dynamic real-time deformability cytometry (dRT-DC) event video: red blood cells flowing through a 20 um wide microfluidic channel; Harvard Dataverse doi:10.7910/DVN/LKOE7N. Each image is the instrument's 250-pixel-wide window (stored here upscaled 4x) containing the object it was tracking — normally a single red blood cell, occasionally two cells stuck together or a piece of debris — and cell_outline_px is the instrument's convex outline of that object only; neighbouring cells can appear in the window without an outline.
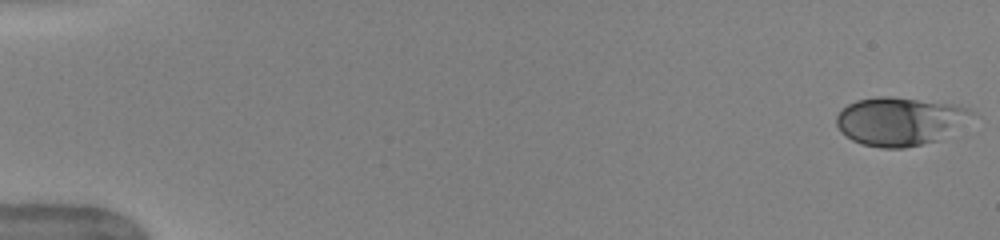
{"species": "human", "species_latin": "Homo sapiens", "temperature_condition": "warm", "stored_images_in_passage": 51, "camera_frame_rate_fps": 3000, "um_per_image_px": 0.085, "donor": {"sex": "female"}, "frame": {"image": 1, "passage_image": 1, "time_ms": 0.0, "image_size_px": [1000, 240], "cell_outline_px": [[972, 112], [936, 140], [904, 148], [880, 148], [860, 144], [852, 140], [840, 132], [836, 124], [836, 116], [848, 104], [856, 100], [876, 96], [892, 96], [960, 104], [968, 108]], "centroid_in_image_um": [76.34, 10.28], "position_along_channel_um": 8.7, "area_um2": 37.4}}
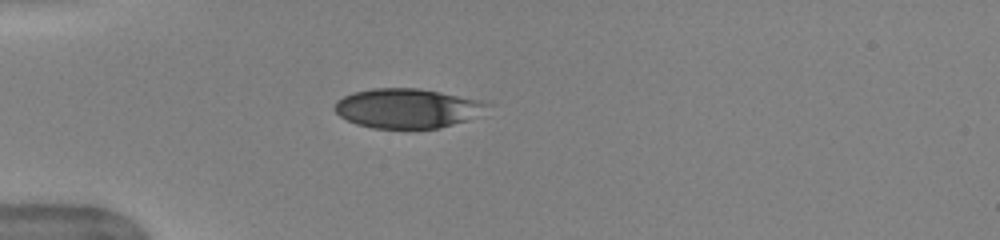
{"frame": {"image": 2, "passage_image": 15, "time_ms": 4.667, "image_size_px": [1000, 240], "cell_outline_px": [[492, 104], [468, 120], [440, 128], [372, 128], [356, 124], [340, 116], [332, 108], [336, 100], [352, 92], [372, 88], [420, 88], [480, 100]], "centroid_in_image_um": [34.56, 9.2], "position_along_channel_um": 50.4, "area_um2": 35.08}}
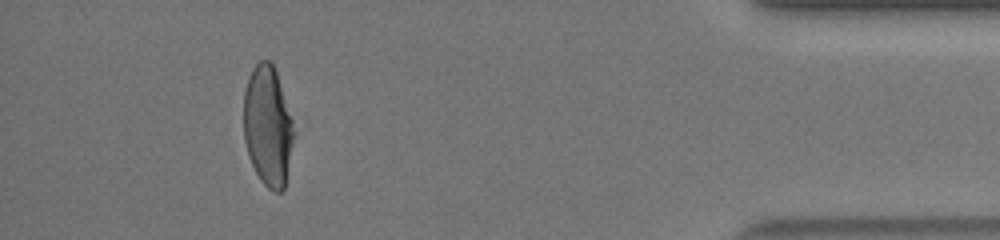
{"frame": {"image": 3, "passage_image": 47, "time_ms": 15.333, "image_size_px": [1000, 240], "cell_outline_px": [[296, 132], [284, 188], [280, 192], [276, 192], [268, 188], [260, 180], [248, 156], [244, 140], [244, 92], [248, 76], [252, 68], [260, 60], [268, 60], [272, 64], [276, 72]], "centroid_in_image_um": [22.76, 10.73], "position_along_channel_um": 412.4, "area_um2": 35.2}, "authors_computed_cell_mechanics": {"area_um2": 38.0902, "velocity_mm_per_s": 4.0094, "shape_relaxation_time_tau1_ms": 4.1008, "shape_relaxation_time_tau2_ms": null, "deformation_change_tau1": 0.1707, "deformation_change_tau2": null}}